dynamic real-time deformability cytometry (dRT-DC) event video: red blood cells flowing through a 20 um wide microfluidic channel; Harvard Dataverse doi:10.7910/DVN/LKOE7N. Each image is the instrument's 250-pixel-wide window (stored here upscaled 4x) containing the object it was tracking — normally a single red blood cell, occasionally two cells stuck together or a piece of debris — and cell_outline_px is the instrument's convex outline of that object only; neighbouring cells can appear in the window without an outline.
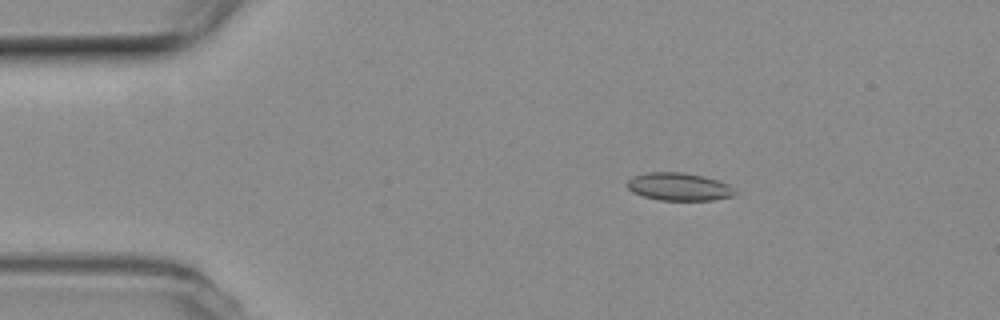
{"species": "common noctule bat (a hibernating species)", "species_latin": "Nyctalus noctula", "temperature_condition": "room temperature", "stored_images_in_passage": 54, "camera_frame_rate_fps": 3000, "um_per_image_px": 0.085, "animal": {"sex": "female", "body_mass_g": 19.3, "forearm_length_mm": 54.1}, "frame": {"image": 1, "passage_image": 9, "time_ms": 2.667, "image_size_px": [1000, 320], "cell_outline_px": [[736, 192], [732, 196], [712, 200], [660, 200], [644, 196], [632, 192], [624, 184], [632, 176], [648, 172], [684, 172], [704, 176], [728, 184]], "centroid_in_image_um": [57.66, 15.86], "position_along_channel_um": 27.3, "area_um2": 17.46}}
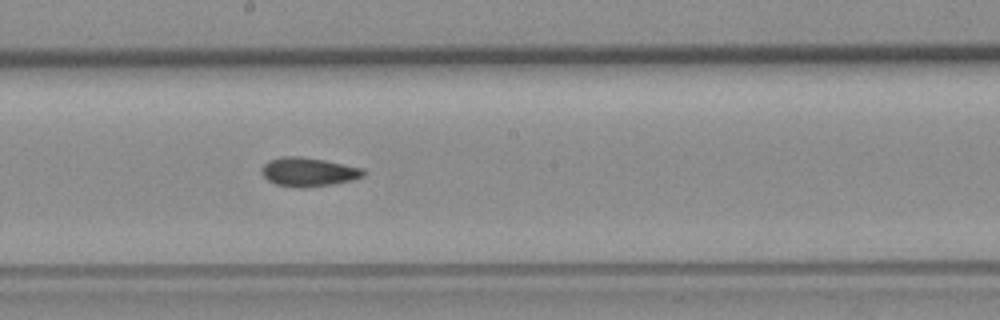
{"frame": {"image": 2, "passage_image": 29, "time_ms": 9.333, "image_size_px": [1000, 320], "cell_outline_px": [[368, 172], [364, 176], [352, 180], [332, 184], [300, 188], [276, 184], [268, 180], [260, 172], [260, 168], [268, 160], [284, 156], [300, 156], [324, 160], [364, 168]], "centroid_in_image_um": [26.23, 14.61], "position_along_channel_um": 222.0, "area_um2": 17.22}}
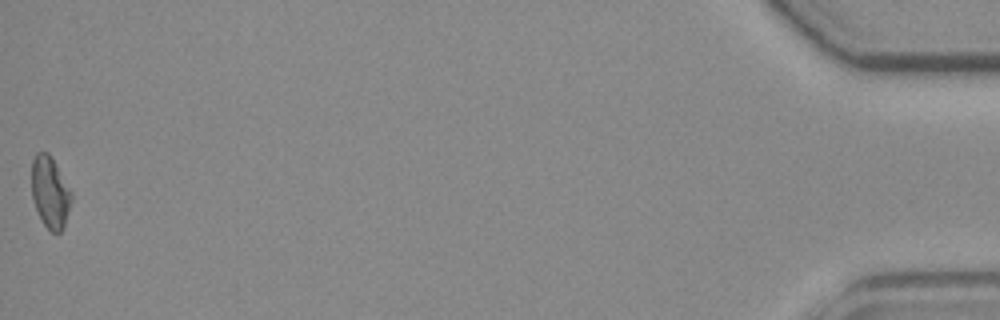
{"frame": {"image": 3, "passage_image": 54, "time_ms": 17.667, "image_size_px": [1000, 320], "cell_outline_px": [[72, 200], [64, 224], [60, 232], [52, 232], [44, 224], [32, 200], [32, 160], [36, 152], [48, 152], [52, 156], [72, 192]], "centroid_in_image_um": [4.26, 16.29], "position_along_channel_um": 430.9, "area_um2": 16.53}, "authors_computed_cell_mechanics": {"area_um2": 16.8487, "velocity_mm_per_s": 3.7891, "shape_relaxation_time_tau1_ms": null, "shape_relaxation_time_tau2_ms": 3.5544, "deformation_change_tau1": null, "deformation_change_tau2": 0.0922}}